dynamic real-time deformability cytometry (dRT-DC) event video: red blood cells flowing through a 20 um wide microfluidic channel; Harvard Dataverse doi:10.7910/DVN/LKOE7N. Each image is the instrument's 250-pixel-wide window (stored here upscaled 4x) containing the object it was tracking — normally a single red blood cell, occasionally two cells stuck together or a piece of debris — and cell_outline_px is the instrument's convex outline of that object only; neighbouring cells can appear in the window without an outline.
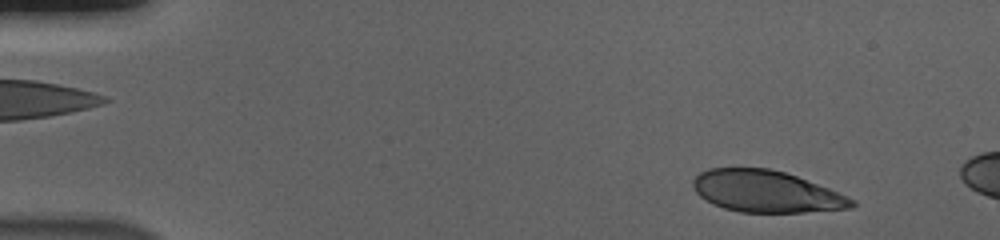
{"species": "human", "species_latin": "Homo sapiens", "temperature_condition": "cold", "stored_images_in_passage": 10, "camera_frame_rate_fps": 3000, "um_per_image_px": 0.085, "donor": {"sex": "male"}, "frame": {"image": 1, "passage_image": 4, "time_ms": 1.0, "image_size_px": [1000, 240], "cell_outline_px": [[856, 204], [852, 208], [804, 212], [740, 212], [724, 208], [712, 204], [700, 196], [696, 192], [692, 184], [692, 180], [700, 172], [708, 168], [768, 168], [784, 172], [796, 176], [828, 188], [856, 200]], "centroid_in_image_um": [65.11, 16.27], "position_along_channel_um": 19.9, "area_um2": 38.44}}